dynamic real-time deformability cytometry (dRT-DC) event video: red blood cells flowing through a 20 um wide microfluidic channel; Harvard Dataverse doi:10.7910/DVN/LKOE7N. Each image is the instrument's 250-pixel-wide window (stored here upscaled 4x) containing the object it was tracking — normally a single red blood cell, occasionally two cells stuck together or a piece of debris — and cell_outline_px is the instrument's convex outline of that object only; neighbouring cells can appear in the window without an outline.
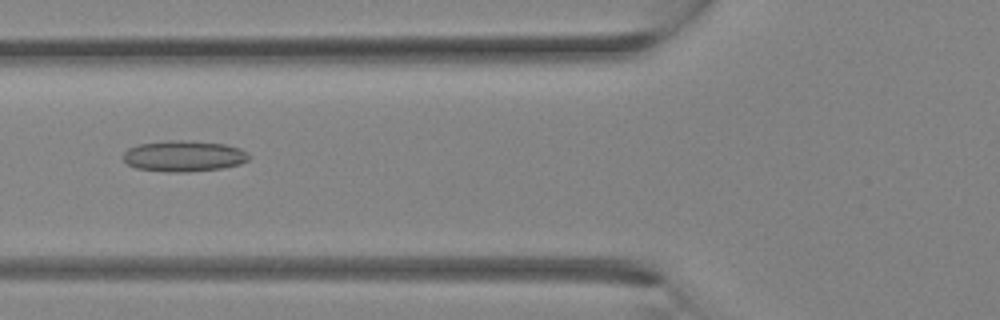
{"species": "Egyptian fruit bat (a non-hibernating species)", "species_latin": "Rousettus aegyptiacus", "temperature_condition": "room temperature", "stored_images_in_passage": 33, "camera_frame_rate_fps": 3000, "um_per_image_px": 0.085, "animal": {"sex": "female"}, "frame": {"image": 1, "passage_image": 13, "time_ms": 4.0, "image_size_px": [1000, 320], "cell_outline_px": [[252, 156], [248, 160], [240, 164], [220, 168], [184, 172], [168, 172], [136, 168], [128, 164], [124, 160], [124, 152], [128, 148], [136, 144], [172, 140], [180, 140], [224, 144], [240, 148]], "centroid_in_image_um": [15.62, 13.26], "position_along_channel_um": 110.2, "area_um2": 22.6}}
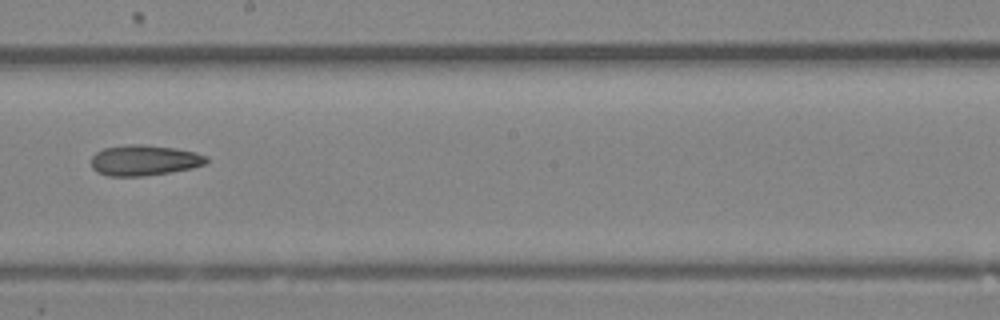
{"frame": {"image": 2, "passage_image": 19, "time_ms": 6.0, "image_size_px": [1000, 320], "cell_outline_px": [[208, 164], [192, 168], [144, 176], [108, 176], [96, 172], [92, 168], [92, 156], [96, 152], [104, 148], [128, 144], [144, 144], [176, 148], [196, 152], [208, 156]], "centroid_in_image_um": [12.28, 13.62], "position_along_channel_um": 235.9, "area_um2": 20.75}}
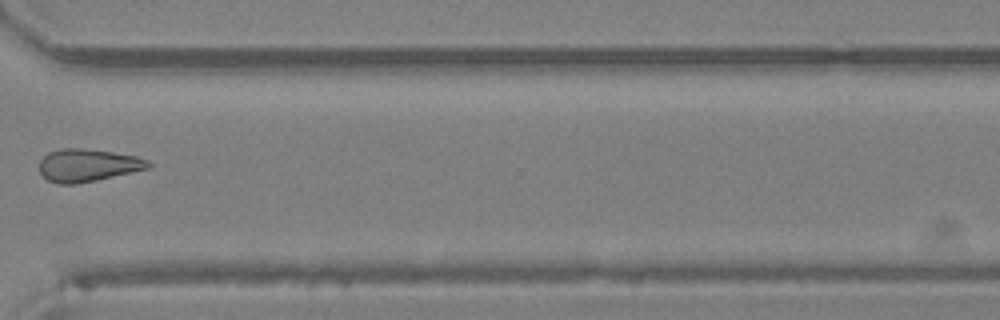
{"frame": {"image": 3, "passage_image": 25, "time_ms": 8.0, "image_size_px": [1000, 320], "cell_outline_px": [[152, 164], [148, 168], [96, 180], [76, 184], [56, 184], [48, 180], [40, 172], [40, 160], [48, 152], [60, 148], [84, 148], [112, 152], [136, 156], [148, 160]], "centroid_in_image_um": [7.43, 14.04], "position_along_channel_um": 363.2, "area_um2": 20.63}}